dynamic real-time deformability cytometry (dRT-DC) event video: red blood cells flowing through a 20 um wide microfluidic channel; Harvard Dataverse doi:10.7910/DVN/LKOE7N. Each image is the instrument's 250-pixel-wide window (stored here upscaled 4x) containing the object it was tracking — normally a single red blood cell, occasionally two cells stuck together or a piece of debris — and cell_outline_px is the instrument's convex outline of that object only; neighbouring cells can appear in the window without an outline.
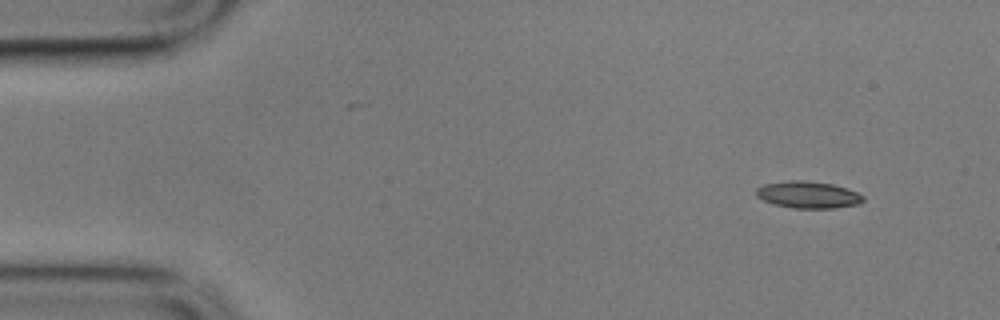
{"species": "common noctule bat (a hibernating species)", "species_latin": "Nyctalus noctula", "temperature_condition": "cold", "stored_images_in_passage": 4, "camera_frame_rate_fps": 3000, "um_per_image_px": 0.085, "animal": {"sex": "male", "body_mass_g": 17.9}, "frame": {"image": 1, "passage_image": 1, "time_ms": 0.0, "image_size_px": [1000, 320], "cell_outline_px": [[864, 200], [860, 204], [832, 208], [792, 208], [772, 204], [756, 196], [756, 188], [764, 184], [788, 180], [804, 180], [832, 184], [848, 188], [864, 196]], "centroid_in_image_um": [68.68, 16.55], "position_along_channel_um": 16.3, "area_um2": 16.88}}
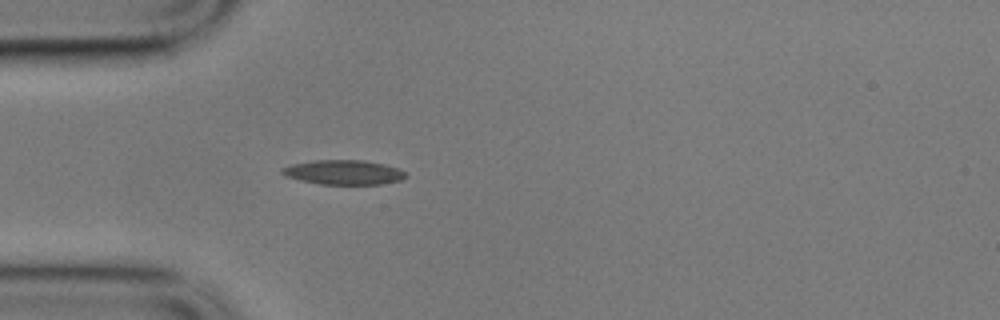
{"frame": {"image": 2, "passage_image": 4, "time_ms": 1.0, "image_size_px": [1000, 320], "cell_outline_px": [[408, 176], [400, 180], [380, 184], [320, 184], [300, 180], [284, 176], [280, 172], [280, 168], [292, 164], [316, 160], [364, 160], [384, 164], [400, 168]], "centroid_in_image_um": [29.19, 14.64], "position_along_channel_um": 55.8, "area_um2": 17.74}}